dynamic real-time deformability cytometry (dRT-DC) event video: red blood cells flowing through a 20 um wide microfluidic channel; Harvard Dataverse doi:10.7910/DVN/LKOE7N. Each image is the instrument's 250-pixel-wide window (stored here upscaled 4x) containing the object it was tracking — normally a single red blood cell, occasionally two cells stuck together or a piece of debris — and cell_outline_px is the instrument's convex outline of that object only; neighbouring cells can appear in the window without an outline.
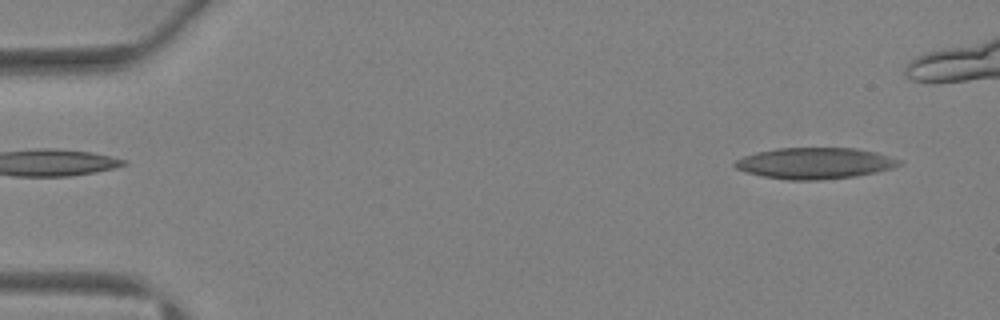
{"species": "Egyptian fruit bat (a non-hibernating species)", "species_latin": "Rousettus aegyptiacus", "temperature_condition": "warm", "stored_images_in_passage": 37, "camera_frame_rate_fps": 3000, "um_per_image_px": 0.085, "animal": {"sex": "female"}, "frame": {"image": 1, "passage_image": 2, "time_ms": 0.333, "image_size_px": [1000, 320], "cell_outline_px": [[904, 164], [892, 168], [876, 172], [856, 176], [820, 180], [788, 180], [764, 176], [748, 172], [736, 168], [732, 164], [736, 160], [744, 156], [756, 152], [776, 148], [856, 148], [876, 152], [904, 160]], "centroid_in_image_um": [69.32, 13.87], "position_along_channel_um": 15.7, "area_um2": 30.0}}
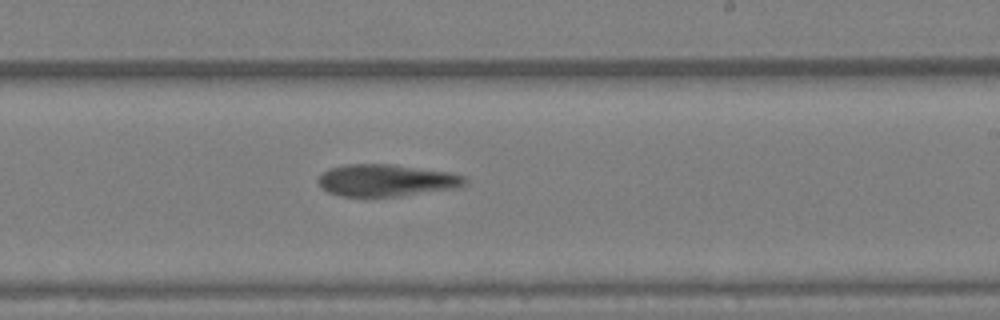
{"frame": {"image": 2, "passage_image": 25, "time_ms": 8.0, "image_size_px": [1000, 320], "cell_outline_px": [[468, 180], [464, 184], [456, 188], [400, 196], [340, 196], [328, 192], [320, 188], [316, 180], [328, 168], [344, 164], [392, 164], [448, 172], [464, 176]], "centroid_in_image_um": [32.78, 15.33], "position_along_channel_um": 256.2, "area_um2": 27.4}}
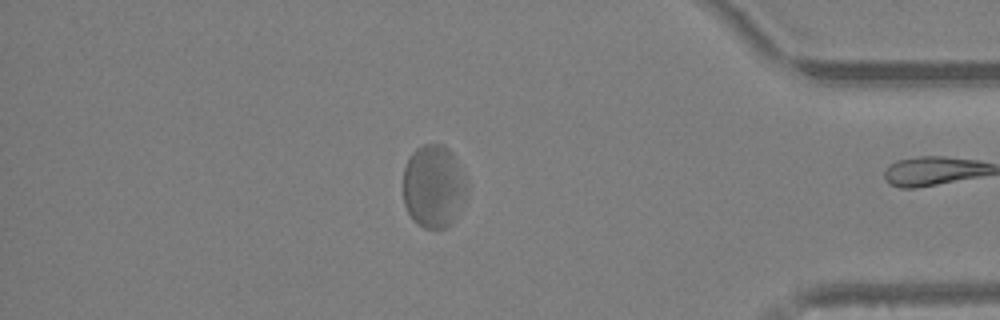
{"frame": {"image": 3, "passage_image": 36, "time_ms": 11.667, "image_size_px": [1000, 320], "cell_outline_px": [[468, 192], [452, 224], [448, 228], [424, 228], [416, 224], [412, 220], [404, 204], [404, 164], [412, 152], [416, 148], [424, 144], [444, 144], [452, 152], [468, 184]], "centroid_in_image_um": [36.86, 15.85], "position_along_channel_um": 398.3, "area_um2": 31.15}, "authors_computed_cell_mechanics": {"area_um2": 28.5532, "velocity_mm_per_s": 4.7224, "shape_relaxation_time_tau1_ms": null, "shape_relaxation_time_tau2_ms": 2.3126, "deformation_change_tau1": null, "deformation_change_tau2": 0.0753}}